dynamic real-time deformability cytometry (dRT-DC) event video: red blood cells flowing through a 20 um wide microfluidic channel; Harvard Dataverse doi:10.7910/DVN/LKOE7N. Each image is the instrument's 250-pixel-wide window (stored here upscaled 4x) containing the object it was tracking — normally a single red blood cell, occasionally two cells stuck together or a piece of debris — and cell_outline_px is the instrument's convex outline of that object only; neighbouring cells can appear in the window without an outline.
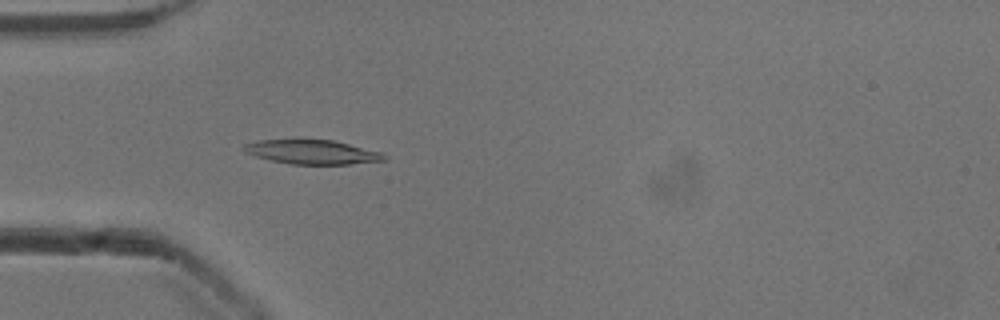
{"species": "common noctule bat (a hibernating species)", "species_latin": "Nyctalus noctula", "temperature_condition": "cold", "stored_images_in_passage": 40, "camera_frame_rate_fps": 3000, "um_per_image_px": 0.085, "animal": {"sex": "male", "body_mass_g": 13.3}, "frame": {"image": 1, "passage_image": 4, "time_ms": 1.0, "image_size_px": [1000, 320], "cell_outline_px": [[384, 160], [352, 164], [288, 164], [256, 156], [244, 152], [240, 148], [244, 144], [256, 140], [332, 140], [380, 152], [384, 156]], "centroid_in_image_um": [26.44, 12.92], "position_along_channel_um": 58.6, "area_um2": 19.48}}
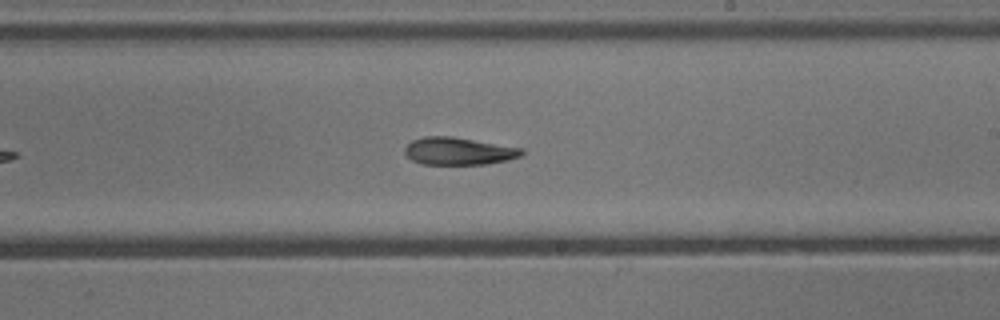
{"frame": {"image": 2, "passage_image": 19, "time_ms": 6.0, "image_size_px": [1000, 320], "cell_outline_px": [[524, 152], [520, 156], [508, 160], [484, 164], [424, 164], [412, 160], [404, 152], [404, 148], [412, 140], [424, 136], [452, 136], [524, 148]], "centroid_in_image_um": [38.99, 12.83], "position_along_channel_um": 250.0, "area_um2": 18.73}}
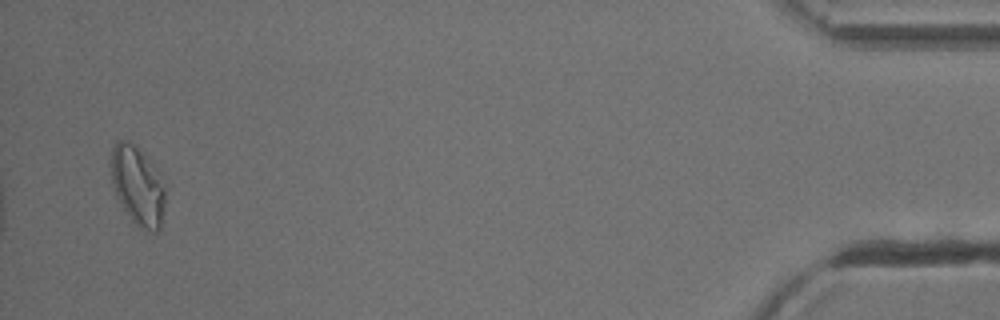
{"frame": {"image": 3, "passage_image": 39, "time_ms": 12.667, "image_size_px": [1000, 320], "cell_outline_px": [[168, 184], [160, 232], [152, 232], [140, 228], [132, 220], [116, 196], [112, 184], [108, 164], [112, 148], [116, 140], [128, 140], [136, 144], [148, 156]], "centroid_in_image_um": [11.73, 15.73], "position_along_channel_um": 423.5, "area_um2": 26.3}, "authors_computed_cell_mechanics": {"area_um2": 19.652, "velocity_mm_per_s": 3.8988, "shape_relaxation_time_tau1_ms": null, "shape_relaxation_time_tau2_ms": 11.1421, "deformation_change_tau1": null, "deformation_change_tau2": 0.2396}}